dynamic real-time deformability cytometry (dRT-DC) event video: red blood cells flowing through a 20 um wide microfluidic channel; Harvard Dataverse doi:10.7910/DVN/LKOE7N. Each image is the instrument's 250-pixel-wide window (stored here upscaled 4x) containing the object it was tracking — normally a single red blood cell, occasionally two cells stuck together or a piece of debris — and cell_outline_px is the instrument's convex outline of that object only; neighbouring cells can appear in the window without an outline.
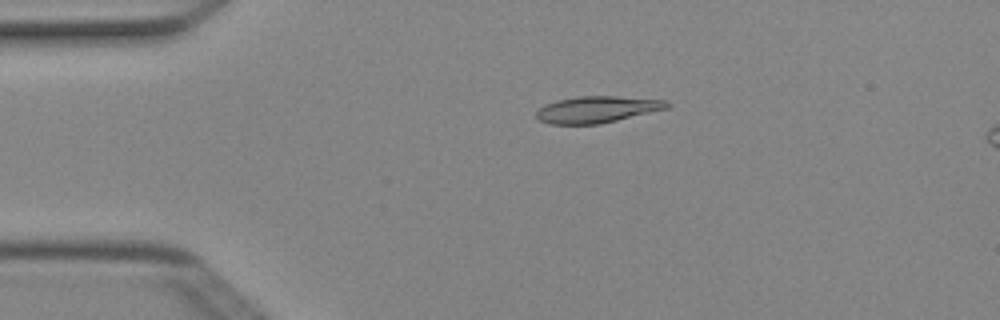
{"species": "Egyptian fruit bat (a non-hibernating species)", "species_latin": "Rousettus aegyptiacus", "temperature_condition": "cold", "stored_images_in_passage": 4, "camera_frame_rate_fps": 3000, "um_per_image_px": 0.085, "animal": {"sex": "female"}, "frame": {"image": 1, "passage_image": 2, "time_ms": 0.333, "image_size_px": [1000, 320], "cell_outline_px": [[672, 104], [668, 108], [600, 124], [548, 124], [536, 120], [536, 112], [540, 108], [556, 100], [576, 96], [616, 96], [668, 100]], "centroid_in_image_um": [50.75, 9.3], "position_along_channel_um": 34.2, "area_um2": 20.35}}